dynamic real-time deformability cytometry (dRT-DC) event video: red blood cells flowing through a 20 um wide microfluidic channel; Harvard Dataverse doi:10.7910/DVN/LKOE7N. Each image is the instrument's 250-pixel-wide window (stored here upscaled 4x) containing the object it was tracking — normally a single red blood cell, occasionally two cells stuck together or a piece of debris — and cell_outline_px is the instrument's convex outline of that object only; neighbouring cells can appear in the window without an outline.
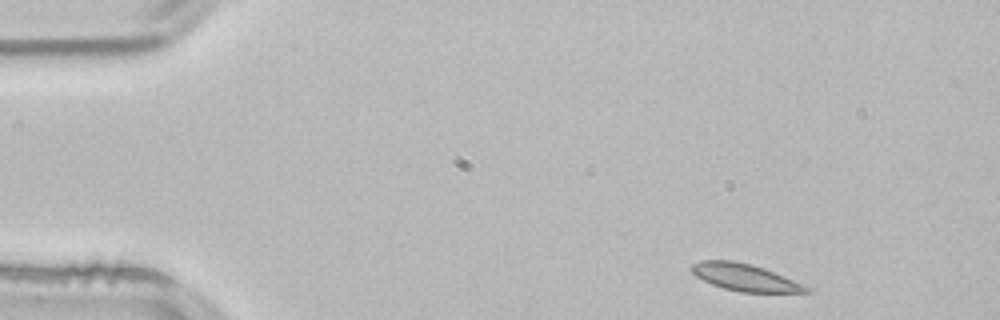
{"species": "common noctule bat (a hibernating species)", "species_latin": "Nyctalus noctula", "temperature_condition": "room temperature", "stored_images_in_passage": 3, "segment_of_instrument_passage": [2, 2], "camera_frame_rate_fps": 3000, "um_per_image_px": 0.085, "animal": {"sex": "male", "body_mass_g": 21.5, "forearm_length_mm": 52.0}, "frame": {"image": 1, "passage_image": 3, "time_ms": 0.667, "image_size_px": [1000, 320], "cell_outline_px": [[812, 288], [808, 292], [740, 292], [724, 288], [712, 284], [696, 276], [688, 268], [692, 264], [700, 260], [732, 260], [752, 264], [764, 268], [784, 276]], "centroid_in_image_um": [63.29, 23.56], "position_along_channel_um": 21.7, "area_um2": 18.03}}